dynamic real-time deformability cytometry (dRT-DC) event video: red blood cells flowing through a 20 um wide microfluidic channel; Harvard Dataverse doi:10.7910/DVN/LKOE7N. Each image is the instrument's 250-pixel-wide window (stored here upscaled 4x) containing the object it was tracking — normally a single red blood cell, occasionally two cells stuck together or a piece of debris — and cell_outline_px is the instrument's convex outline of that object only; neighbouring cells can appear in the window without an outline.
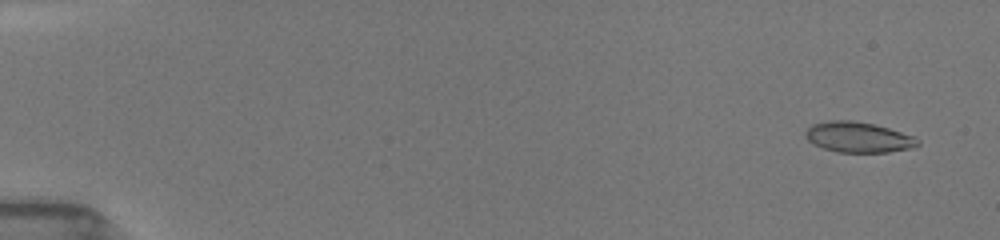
{"species": "common noctule bat (a hibernating species)", "species_latin": "Nyctalus noctula", "temperature_condition": "room temperature", "stored_images_in_passage": 53, "camera_frame_rate_fps": 3000, "um_per_image_px": 0.085, "animal": {"sex": "female", "body_mass_g": 19.5, "forearm_length_mm": 54.1}, "frame": {"image": 1, "passage_image": 3, "time_ms": 0.667, "image_size_px": [1000, 240], "cell_outline_px": [[920, 144], [908, 148], [888, 152], [840, 152], [824, 148], [808, 140], [804, 136], [804, 132], [812, 124], [828, 120], [852, 120], [872, 124], [888, 128], [916, 136], [920, 140]], "centroid_in_image_um": [72.96, 11.65], "position_along_channel_um": 12.0, "area_um2": 19.83}}
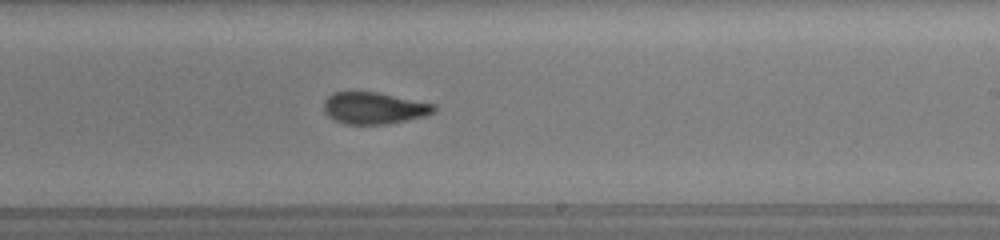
{"frame": {"image": 2, "passage_image": 33, "time_ms": 10.667, "image_size_px": [1000, 240], "cell_outline_px": [[436, 112], [424, 116], [388, 124], [344, 124], [328, 116], [324, 112], [324, 100], [332, 92], [380, 92], [436, 104]], "centroid_in_image_um": [31.81, 9.18], "position_along_channel_um": 257.2, "area_um2": 20.58}}
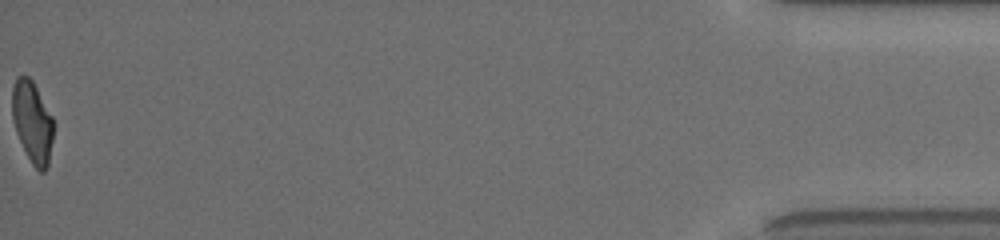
{"frame": {"image": 3, "passage_image": 53, "time_ms": 17.333, "image_size_px": [1000, 240], "cell_outline_px": [[52, 140], [48, 168], [44, 172], [40, 172], [32, 164], [16, 132], [12, 116], [12, 88], [16, 76], [28, 76], [32, 80], [52, 116]], "centroid_in_image_um": [2.74, 10.36], "position_along_channel_um": 432.5, "area_um2": 19.36}, "authors_computed_cell_mechanics": {"area_um2": 20.519, "velocity_mm_per_s": 3.9669, "shape_relaxation_time_tau1_ms": 4.6945, "shape_relaxation_time_tau2_ms": 2.1316, "deformation_change_tau1": 0.1563, "deformation_change_tau2": 0.0778}}